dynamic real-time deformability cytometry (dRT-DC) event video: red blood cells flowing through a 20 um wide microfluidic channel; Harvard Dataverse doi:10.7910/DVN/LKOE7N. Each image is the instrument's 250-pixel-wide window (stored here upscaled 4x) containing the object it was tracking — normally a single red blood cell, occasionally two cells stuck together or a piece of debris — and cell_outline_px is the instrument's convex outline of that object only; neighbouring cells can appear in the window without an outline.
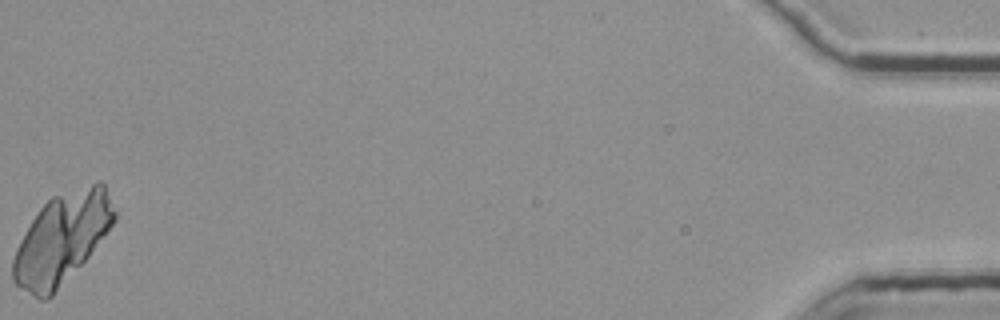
{"species": "common noctule bat (a hibernating species)", "species_latin": "Nyctalus noctula", "temperature_condition": "room temperature", "stored_images_in_passage": 54, "camera_frame_rate_fps": 3000, "um_per_image_px": 0.085, "animal": {"sex": "female", "body_mass_g": 25.1}, "frame": {"image": 1, "passage_image": 54, "time_ms": 17.667, "image_size_px": [1000, 320], "cell_outline_px": [[116, 220], [88, 256], [52, 296], [48, 300], [40, 300], [32, 296], [16, 284], [12, 280], [12, 260], [16, 248], [24, 232], [40, 208], [52, 196], [96, 180], [100, 180], [104, 184], [116, 212]], "centroid_in_image_um": [5.25, 20.26], "position_along_channel_um": 430.0, "area_um2": 53.23}}